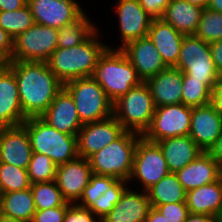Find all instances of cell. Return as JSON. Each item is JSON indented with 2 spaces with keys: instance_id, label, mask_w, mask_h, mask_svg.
Instances as JSON below:
<instances>
[{
  "instance_id": "6da1fadb",
  "label": "cell",
  "mask_w": 222,
  "mask_h": 222,
  "mask_svg": "<svg viewBox=\"0 0 222 222\" xmlns=\"http://www.w3.org/2000/svg\"><path fill=\"white\" fill-rule=\"evenodd\" d=\"M9 69L16 77L20 104L27 118L40 117L63 88L46 61L10 60Z\"/></svg>"
},
{
  "instance_id": "7a4b0ae2",
  "label": "cell",
  "mask_w": 222,
  "mask_h": 222,
  "mask_svg": "<svg viewBox=\"0 0 222 222\" xmlns=\"http://www.w3.org/2000/svg\"><path fill=\"white\" fill-rule=\"evenodd\" d=\"M97 28L82 44L61 48L58 47L46 61L49 69L65 84L68 81L92 76L97 61L107 48L98 37Z\"/></svg>"
},
{
  "instance_id": "3957f363",
  "label": "cell",
  "mask_w": 222,
  "mask_h": 222,
  "mask_svg": "<svg viewBox=\"0 0 222 222\" xmlns=\"http://www.w3.org/2000/svg\"><path fill=\"white\" fill-rule=\"evenodd\" d=\"M92 77L113 103L143 82L124 52L109 44L99 57Z\"/></svg>"
},
{
  "instance_id": "277c9868",
  "label": "cell",
  "mask_w": 222,
  "mask_h": 222,
  "mask_svg": "<svg viewBox=\"0 0 222 222\" xmlns=\"http://www.w3.org/2000/svg\"><path fill=\"white\" fill-rule=\"evenodd\" d=\"M141 137L140 134L124 131L116 140L95 152L88 158L92 173L128 181L133 169L137 142Z\"/></svg>"
},
{
  "instance_id": "5b68a950",
  "label": "cell",
  "mask_w": 222,
  "mask_h": 222,
  "mask_svg": "<svg viewBox=\"0 0 222 222\" xmlns=\"http://www.w3.org/2000/svg\"><path fill=\"white\" fill-rule=\"evenodd\" d=\"M22 125L29 135L32 152L45 154L57 166L78 157L77 136L56 130L40 117H29Z\"/></svg>"
},
{
  "instance_id": "8992f818",
  "label": "cell",
  "mask_w": 222,
  "mask_h": 222,
  "mask_svg": "<svg viewBox=\"0 0 222 222\" xmlns=\"http://www.w3.org/2000/svg\"><path fill=\"white\" fill-rule=\"evenodd\" d=\"M155 109L150 88L145 81L113 103V115L124 130L142 136L151 125Z\"/></svg>"
},
{
  "instance_id": "52a82bcc",
  "label": "cell",
  "mask_w": 222,
  "mask_h": 222,
  "mask_svg": "<svg viewBox=\"0 0 222 222\" xmlns=\"http://www.w3.org/2000/svg\"><path fill=\"white\" fill-rule=\"evenodd\" d=\"M63 87L72 96L83 124L100 121L113 115V102L92 76L68 81Z\"/></svg>"
},
{
  "instance_id": "ba28073f",
  "label": "cell",
  "mask_w": 222,
  "mask_h": 222,
  "mask_svg": "<svg viewBox=\"0 0 222 222\" xmlns=\"http://www.w3.org/2000/svg\"><path fill=\"white\" fill-rule=\"evenodd\" d=\"M175 68L193 79L202 80L211 90L221 76L213 62L209 43L195 35L184 36Z\"/></svg>"
},
{
  "instance_id": "9c48e42d",
  "label": "cell",
  "mask_w": 222,
  "mask_h": 222,
  "mask_svg": "<svg viewBox=\"0 0 222 222\" xmlns=\"http://www.w3.org/2000/svg\"><path fill=\"white\" fill-rule=\"evenodd\" d=\"M58 29L34 23L13 39L10 60L47 61L58 48Z\"/></svg>"
},
{
  "instance_id": "30bf717a",
  "label": "cell",
  "mask_w": 222,
  "mask_h": 222,
  "mask_svg": "<svg viewBox=\"0 0 222 222\" xmlns=\"http://www.w3.org/2000/svg\"><path fill=\"white\" fill-rule=\"evenodd\" d=\"M170 173L167 162L159 145L146 140H138L134 155L133 169L128 183L138 181L142 191H147L154 184Z\"/></svg>"
},
{
  "instance_id": "8fae6325",
  "label": "cell",
  "mask_w": 222,
  "mask_h": 222,
  "mask_svg": "<svg viewBox=\"0 0 222 222\" xmlns=\"http://www.w3.org/2000/svg\"><path fill=\"white\" fill-rule=\"evenodd\" d=\"M191 115L192 107L183 103L157 107L143 137L156 143L169 137L189 135Z\"/></svg>"
},
{
  "instance_id": "7c38bea8",
  "label": "cell",
  "mask_w": 222,
  "mask_h": 222,
  "mask_svg": "<svg viewBox=\"0 0 222 222\" xmlns=\"http://www.w3.org/2000/svg\"><path fill=\"white\" fill-rule=\"evenodd\" d=\"M124 131L114 115L100 121L85 123L77 133L78 156L88 159L116 140Z\"/></svg>"
},
{
  "instance_id": "4fadbf2b",
  "label": "cell",
  "mask_w": 222,
  "mask_h": 222,
  "mask_svg": "<svg viewBox=\"0 0 222 222\" xmlns=\"http://www.w3.org/2000/svg\"><path fill=\"white\" fill-rule=\"evenodd\" d=\"M114 6L120 31L121 49L127 43L148 36L152 17L141 7L138 0H118Z\"/></svg>"
},
{
  "instance_id": "5bb4252c",
  "label": "cell",
  "mask_w": 222,
  "mask_h": 222,
  "mask_svg": "<svg viewBox=\"0 0 222 222\" xmlns=\"http://www.w3.org/2000/svg\"><path fill=\"white\" fill-rule=\"evenodd\" d=\"M34 21L52 28H62L85 10L76 0H27Z\"/></svg>"
},
{
  "instance_id": "9a60e30c",
  "label": "cell",
  "mask_w": 222,
  "mask_h": 222,
  "mask_svg": "<svg viewBox=\"0 0 222 222\" xmlns=\"http://www.w3.org/2000/svg\"><path fill=\"white\" fill-rule=\"evenodd\" d=\"M92 174L89 160L78 156L57 166L55 181L63 198L69 203H77Z\"/></svg>"
},
{
  "instance_id": "2e32d148",
  "label": "cell",
  "mask_w": 222,
  "mask_h": 222,
  "mask_svg": "<svg viewBox=\"0 0 222 222\" xmlns=\"http://www.w3.org/2000/svg\"><path fill=\"white\" fill-rule=\"evenodd\" d=\"M221 133L222 116L210 103L192 108L189 136L202 151L208 152Z\"/></svg>"
},
{
  "instance_id": "e0dca14e",
  "label": "cell",
  "mask_w": 222,
  "mask_h": 222,
  "mask_svg": "<svg viewBox=\"0 0 222 222\" xmlns=\"http://www.w3.org/2000/svg\"><path fill=\"white\" fill-rule=\"evenodd\" d=\"M121 50L143 81L168 68L148 36L127 43Z\"/></svg>"
},
{
  "instance_id": "ac0fdd59",
  "label": "cell",
  "mask_w": 222,
  "mask_h": 222,
  "mask_svg": "<svg viewBox=\"0 0 222 222\" xmlns=\"http://www.w3.org/2000/svg\"><path fill=\"white\" fill-rule=\"evenodd\" d=\"M40 118L56 130L74 136H77L84 125L78 116L72 96L64 87Z\"/></svg>"
},
{
  "instance_id": "d6986e66",
  "label": "cell",
  "mask_w": 222,
  "mask_h": 222,
  "mask_svg": "<svg viewBox=\"0 0 222 222\" xmlns=\"http://www.w3.org/2000/svg\"><path fill=\"white\" fill-rule=\"evenodd\" d=\"M32 147L26 128L21 124L0 131V163L27 169Z\"/></svg>"
},
{
  "instance_id": "ffe728a7",
  "label": "cell",
  "mask_w": 222,
  "mask_h": 222,
  "mask_svg": "<svg viewBox=\"0 0 222 222\" xmlns=\"http://www.w3.org/2000/svg\"><path fill=\"white\" fill-rule=\"evenodd\" d=\"M179 182L186 192L219 180L222 167L209 152H201L198 157L176 172Z\"/></svg>"
},
{
  "instance_id": "44dd1931",
  "label": "cell",
  "mask_w": 222,
  "mask_h": 222,
  "mask_svg": "<svg viewBox=\"0 0 222 222\" xmlns=\"http://www.w3.org/2000/svg\"><path fill=\"white\" fill-rule=\"evenodd\" d=\"M129 185L119 202L101 220L102 222H145L151 204L146 191L132 190Z\"/></svg>"
},
{
  "instance_id": "7402d4cb",
  "label": "cell",
  "mask_w": 222,
  "mask_h": 222,
  "mask_svg": "<svg viewBox=\"0 0 222 222\" xmlns=\"http://www.w3.org/2000/svg\"><path fill=\"white\" fill-rule=\"evenodd\" d=\"M26 119L20 104L16 77L8 68L0 73V128L21 125Z\"/></svg>"
},
{
  "instance_id": "603a6c76",
  "label": "cell",
  "mask_w": 222,
  "mask_h": 222,
  "mask_svg": "<svg viewBox=\"0 0 222 222\" xmlns=\"http://www.w3.org/2000/svg\"><path fill=\"white\" fill-rule=\"evenodd\" d=\"M151 91L157 107L182 103L183 72L175 67H168L145 81Z\"/></svg>"
},
{
  "instance_id": "cb8c5ba5",
  "label": "cell",
  "mask_w": 222,
  "mask_h": 222,
  "mask_svg": "<svg viewBox=\"0 0 222 222\" xmlns=\"http://www.w3.org/2000/svg\"><path fill=\"white\" fill-rule=\"evenodd\" d=\"M184 36L161 18L152 19L148 31V37L158 49L168 67L177 65Z\"/></svg>"
},
{
  "instance_id": "d4e9b609",
  "label": "cell",
  "mask_w": 222,
  "mask_h": 222,
  "mask_svg": "<svg viewBox=\"0 0 222 222\" xmlns=\"http://www.w3.org/2000/svg\"><path fill=\"white\" fill-rule=\"evenodd\" d=\"M185 202L191 214H206L222 219V177L186 192Z\"/></svg>"
},
{
  "instance_id": "484cf974",
  "label": "cell",
  "mask_w": 222,
  "mask_h": 222,
  "mask_svg": "<svg viewBox=\"0 0 222 222\" xmlns=\"http://www.w3.org/2000/svg\"><path fill=\"white\" fill-rule=\"evenodd\" d=\"M161 148L170 172L176 173L203 152L189 135L176 136L156 142Z\"/></svg>"
},
{
  "instance_id": "4316f807",
  "label": "cell",
  "mask_w": 222,
  "mask_h": 222,
  "mask_svg": "<svg viewBox=\"0 0 222 222\" xmlns=\"http://www.w3.org/2000/svg\"><path fill=\"white\" fill-rule=\"evenodd\" d=\"M202 10L185 0H170L161 19L185 36L195 35Z\"/></svg>"
},
{
  "instance_id": "83f0119b",
  "label": "cell",
  "mask_w": 222,
  "mask_h": 222,
  "mask_svg": "<svg viewBox=\"0 0 222 222\" xmlns=\"http://www.w3.org/2000/svg\"><path fill=\"white\" fill-rule=\"evenodd\" d=\"M0 212L13 219L31 222L36 212L31 188L3 193Z\"/></svg>"
},
{
  "instance_id": "f1b7e54d",
  "label": "cell",
  "mask_w": 222,
  "mask_h": 222,
  "mask_svg": "<svg viewBox=\"0 0 222 222\" xmlns=\"http://www.w3.org/2000/svg\"><path fill=\"white\" fill-rule=\"evenodd\" d=\"M151 207L186 201V191L176 173L170 172L147 191Z\"/></svg>"
},
{
  "instance_id": "f546056e",
  "label": "cell",
  "mask_w": 222,
  "mask_h": 222,
  "mask_svg": "<svg viewBox=\"0 0 222 222\" xmlns=\"http://www.w3.org/2000/svg\"><path fill=\"white\" fill-rule=\"evenodd\" d=\"M97 28L98 25L91 22L85 11L76 20L58 29V47L69 48L82 44Z\"/></svg>"
},
{
  "instance_id": "4dcf8cb0",
  "label": "cell",
  "mask_w": 222,
  "mask_h": 222,
  "mask_svg": "<svg viewBox=\"0 0 222 222\" xmlns=\"http://www.w3.org/2000/svg\"><path fill=\"white\" fill-rule=\"evenodd\" d=\"M36 210L58 206H69L58 188L56 181L34 183L30 186Z\"/></svg>"
},
{
  "instance_id": "1f68e13d",
  "label": "cell",
  "mask_w": 222,
  "mask_h": 222,
  "mask_svg": "<svg viewBox=\"0 0 222 222\" xmlns=\"http://www.w3.org/2000/svg\"><path fill=\"white\" fill-rule=\"evenodd\" d=\"M35 23L28 4L15 11H0V27L13 39Z\"/></svg>"
},
{
  "instance_id": "d6a6232c",
  "label": "cell",
  "mask_w": 222,
  "mask_h": 222,
  "mask_svg": "<svg viewBox=\"0 0 222 222\" xmlns=\"http://www.w3.org/2000/svg\"><path fill=\"white\" fill-rule=\"evenodd\" d=\"M211 89L202 80H196L183 73L182 103L188 107H198L210 103Z\"/></svg>"
},
{
  "instance_id": "836d02e7",
  "label": "cell",
  "mask_w": 222,
  "mask_h": 222,
  "mask_svg": "<svg viewBox=\"0 0 222 222\" xmlns=\"http://www.w3.org/2000/svg\"><path fill=\"white\" fill-rule=\"evenodd\" d=\"M57 165L45 154L32 152L27 173L31 184L50 182L56 178Z\"/></svg>"
},
{
  "instance_id": "e575fe53",
  "label": "cell",
  "mask_w": 222,
  "mask_h": 222,
  "mask_svg": "<svg viewBox=\"0 0 222 222\" xmlns=\"http://www.w3.org/2000/svg\"><path fill=\"white\" fill-rule=\"evenodd\" d=\"M0 183L3 193L25 190L31 186L27 169L7 163H0Z\"/></svg>"
},
{
  "instance_id": "d590c367",
  "label": "cell",
  "mask_w": 222,
  "mask_h": 222,
  "mask_svg": "<svg viewBox=\"0 0 222 222\" xmlns=\"http://www.w3.org/2000/svg\"><path fill=\"white\" fill-rule=\"evenodd\" d=\"M116 180L112 176L92 174L89 184L84 188V192L77 204L88 209L92 206H99V199Z\"/></svg>"
},
{
  "instance_id": "8d00e7d4",
  "label": "cell",
  "mask_w": 222,
  "mask_h": 222,
  "mask_svg": "<svg viewBox=\"0 0 222 222\" xmlns=\"http://www.w3.org/2000/svg\"><path fill=\"white\" fill-rule=\"evenodd\" d=\"M195 36L207 43L222 40V13L203 9Z\"/></svg>"
},
{
  "instance_id": "74e56055",
  "label": "cell",
  "mask_w": 222,
  "mask_h": 222,
  "mask_svg": "<svg viewBox=\"0 0 222 222\" xmlns=\"http://www.w3.org/2000/svg\"><path fill=\"white\" fill-rule=\"evenodd\" d=\"M128 184L126 180L117 179L99 199V206H92L89 210L101 221L119 202Z\"/></svg>"
},
{
  "instance_id": "f35d334b",
  "label": "cell",
  "mask_w": 222,
  "mask_h": 222,
  "mask_svg": "<svg viewBox=\"0 0 222 222\" xmlns=\"http://www.w3.org/2000/svg\"><path fill=\"white\" fill-rule=\"evenodd\" d=\"M169 222H185L190 212L186 202L168 203L155 207Z\"/></svg>"
},
{
  "instance_id": "ab89813d",
  "label": "cell",
  "mask_w": 222,
  "mask_h": 222,
  "mask_svg": "<svg viewBox=\"0 0 222 222\" xmlns=\"http://www.w3.org/2000/svg\"><path fill=\"white\" fill-rule=\"evenodd\" d=\"M100 220L86 207L69 203L63 222H99Z\"/></svg>"
},
{
  "instance_id": "60d3db41",
  "label": "cell",
  "mask_w": 222,
  "mask_h": 222,
  "mask_svg": "<svg viewBox=\"0 0 222 222\" xmlns=\"http://www.w3.org/2000/svg\"><path fill=\"white\" fill-rule=\"evenodd\" d=\"M69 206H58L44 210H36L31 222H63Z\"/></svg>"
},
{
  "instance_id": "b9f144b4",
  "label": "cell",
  "mask_w": 222,
  "mask_h": 222,
  "mask_svg": "<svg viewBox=\"0 0 222 222\" xmlns=\"http://www.w3.org/2000/svg\"><path fill=\"white\" fill-rule=\"evenodd\" d=\"M144 11L153 19L161 18L170 0H138Z\"/></svg>"
},
{
  "instance_id": "7bdbcfd3",
  "label": "cell",
  "mask_w": 222,
  "mask_h": 222,
  "mask_svg": "<svg viewBox=\"0 0 222 222\" xmlns=\"http://www.w3.org/2000/svg\"><path fill=\"white\" fill-rule=\"evenodd\" d=\"M210 104L222 116V75L216 80L211 91Z\"/></svg>"
},
{
  "instance_id": "ee69618b",
  "label": "cell",
  "mask_w": 222,
  "mask_h": 222,
  "mask_svg": "<svg viewBox=\"0 0 222 222\" xmlns=\"http://www.w3.org/2000/svg\"><path fill=\"white\" fill-rule=\"evenodd\" d=\"M209 45L213 62L218 72L222 75V40L214 41L209 43Z\"/></svg>"
},
{
  "instance_id": "f6af8a7d",
  "label": "cell",
  "mask_w": 222,
  "mask_h": 222,
  "mask_svg": "<svg viewBox=\"0 0 222 222\" xmlns=\"http://www.w3.org/2000/svg\"><path fill=\"white\" fill-rule=\"evenodd\" d=\"M0 51L4 52L10 59L13 52V38L0 27Z\"/></svg>"
},
{
  "instance_id": "bcb514c9",
  "label": "cell",
  "mask_w": 222,
  "mask_h": 222,
  "mask_svg": "<svg viewBox=\"0 0 222 222\" xmlns=\"http://www.w3.org/2000/svg\"><path fill=\"white\" fill-rule=\"evenodd\" d=\"M27 4V0H0V11H15Z\"/></svg>"
},
{
  "instance_id": "7dc6e473",
  "label": "cell",
  "mask_w": 222,
  "mask_h": 222,
  "mask_svg": "<svg viewBox=\"0 0 222 222\" xmlns=\"http://www.w3.org/2000/svg\"><path fill=\"white\" fill-rule=\"evenodd\" d=\"M215 161L222 167V133L217 138L216 143L208 151Z\"/></svg>"
},
{
  "instance_id": "c3c4849f",
  "label": "cell",
  "mask_w": 222,
  "mask_h": 222,
  "mask_svg": "<svg viewBox=\"0 0 222 222\" xmlns=\"http://www.w3.org/2000/svg\"><path fill=\"white\" fill-rule=\"evenodd\" d=\"M185 222H222V219L206 214H189Z\"/></svg>"
},
{
  "instance_id": "681fc988",
  "label": "cell",
  "mask_w": 222,
  "mask_h": 222,
  "mask_svg": "<svg viewBox=\"0 0 222 222\" xmlns=\"http://www.w3.org/2000/svg\"><path fill=\"white\" fill-rule=\"evenodd\" d=\"M145 222H169L156 208L151 207Z\"/></svg>"
},
{
  "instance_id": "f907efd6",
  "label": "cell",
  "mask_w": 222,
  "mask_h": 222,
  "mask_svg": "<svg viewBox=\"0 0 222 222\" xmlns=\"http://www.w3.org/2000/svg\"><path fill=\"white\" fill-rule=\"evenodd\" d=\"M10 58L0 51V73L5 72L9 68Z\"/></svg>"
},
{
  "instance_id": "816d5d0a",
  "label": "cell",
  "mask_w": 222,
  "mask_h": 222,
  "mask_svg": "<svg viewBox=\"0 0 222 222\" xmlns=\"http://www.w3.org/2000/svg\"><path fill=\"white\" fill-rule=\"evenodd\" d=\"M207 9L222 13V0H210Z\"/></svg>"
},
{
  "instance_id": "f5cc1de1",
  "label": "cell",
  "mask_w": 222,
  "mask_h": 222,
  "mask_svg": "<svg viewBox=\"0 0 222 222\" xmlns=\"http://www.w3.org/2000/svg\"><path fill=\"white\" fill-rule=\"evenodd\" d=\"M188 3L198 6V7H202L203 9L207 8L209 1L210 0H185Z\"/></svg>"
},
{
  "instance_id": "db71d44e",
  "label": "cell",
  "mask_w": 222,
  "mask_h": 222,
  "mask_svg": "<svg viewBox=\"0 0 222 222\" xmlns=\"http://www.w3.org/2000/svg\"><path fill=\"white\" fill-rule=\"evenodd\" d=\"M0 222H23V221L10 218L9 216L3 215V214L0 212Z\"/></svg>"
},
{
  "instance_id": "11a10c76",
  "label": "cell",
  "mask_w": 222,
  "mask_h": 222,
  "mask_svg": "<svg viewBox=\"0 0 222 222\" xmlns=\"http://www.w3.org/2000/svg\"><path fill=\"white\" fill-rule=\"evenodd\" d=\"M2 194H3V190H2V187H1V183H0V200H1Z\"/></svg>"
}]
</instances>
